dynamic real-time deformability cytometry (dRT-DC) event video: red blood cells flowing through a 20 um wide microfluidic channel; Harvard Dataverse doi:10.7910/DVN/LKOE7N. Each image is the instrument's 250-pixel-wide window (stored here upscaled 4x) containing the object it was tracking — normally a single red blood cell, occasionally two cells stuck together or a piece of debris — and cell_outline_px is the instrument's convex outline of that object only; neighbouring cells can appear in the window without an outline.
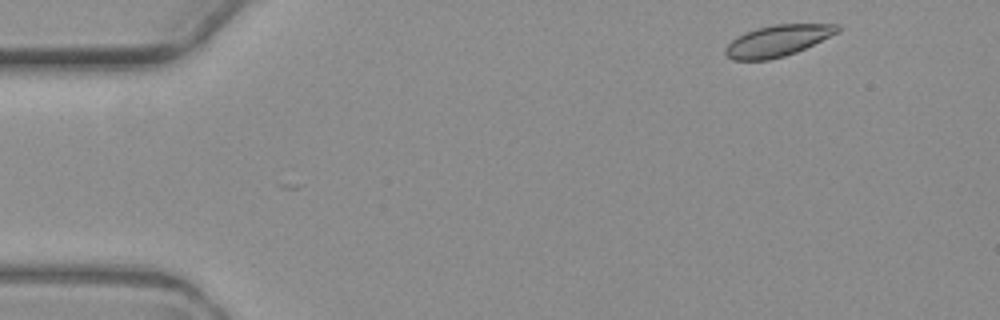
{"species": "common noctule bat (a hibernating species)", "species_latin": "Nyctalus noctula", "temperature_condition": "warm", "stored_images_in_passage": 4, "camera_frame_rate_fps": 3000, "um_per_image_px": 0.085, "animal": {"sex": "female", "body_mass_g": 19.3, "forearm_length_mm": 54.1}, "frame": {"image": 1, "passage_image": 1, "time_ms": 0.0, "image_size_px": [1000, 320], "cell_outline_px": [[840, 32], [796, 52], [784, 56], [768, 60], [732, 60], [724, 52], [724, 48], [732, 40], [744, 32], [756, 28], [772, 24], [840, 24]], "centroid_in_image_um": [66.1, 3.45], "position_along_channel_um": 18.9, "area_um2": 20.52}}
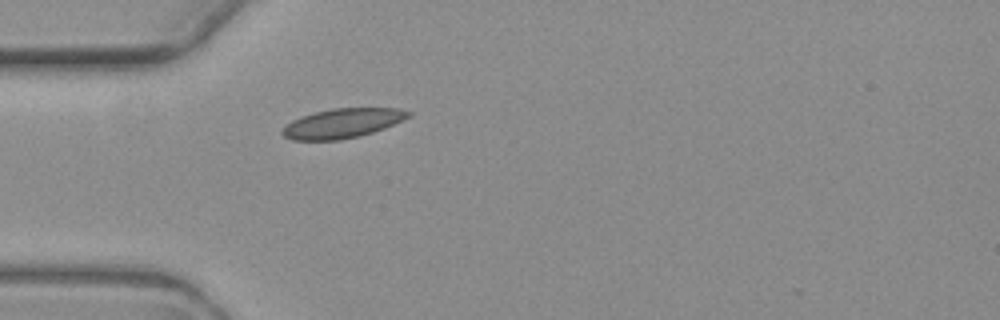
{"frame": {"image": 2, "passage_image": 4, "time_ms": 3.667, "image_size_px": [1000, 320], "cell_outline_px": [[412, 116], [384, 128], [360, 136], [340, 140], [292, 140], [284, 136], [280, 132], [292, 120], [300, 116], [332, 108], [396, 108], [412, 112]], "centroid_in_image_um": [29.11, 10.48], "position_along_channel_um": 55.9, "area_um2": 21.62}}